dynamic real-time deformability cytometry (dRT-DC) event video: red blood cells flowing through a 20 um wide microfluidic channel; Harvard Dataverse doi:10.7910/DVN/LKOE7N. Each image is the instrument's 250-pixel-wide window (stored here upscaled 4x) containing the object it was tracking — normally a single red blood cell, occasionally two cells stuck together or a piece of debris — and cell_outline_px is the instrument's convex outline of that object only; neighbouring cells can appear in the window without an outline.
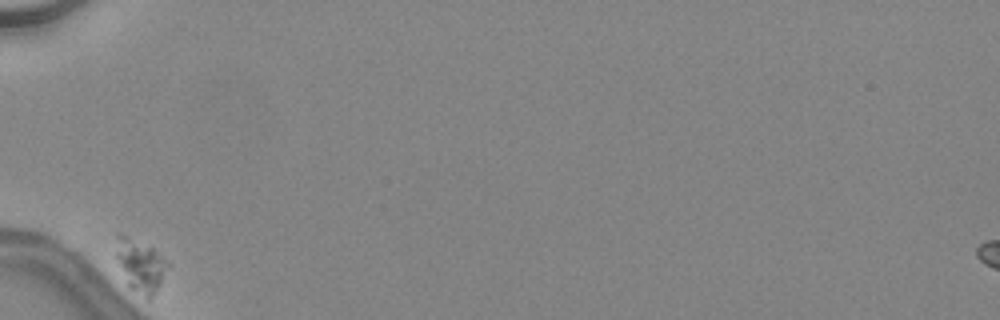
{"species": "common noctule bat (a hibernating species)", "species_latin": "Nyctalus noctula", "temperature_condition": "warm", "stored_images_in_passage": 33, "camera_frame_rate_fps": 3000, "um_per_image_px": 0.085, "animal": {"sex": "female", "body_mass_g": 24.6, "forearm_length_mm": 56.2}, "frame": {"image": 1, "passage_image": 1, "time_ms": 0.0, "image_size_px": [1000, 320], "cell_outline_px": [[168, 264], [160, 284], [152, 300], [148, 304], [128, 288], [116, 256], [116, 232], [120, 232], [152, 248]], "centroid_in_image_um": [11.89, 22.66], "position_along_channel_um": 73.1, "area_um2": 16.01}}
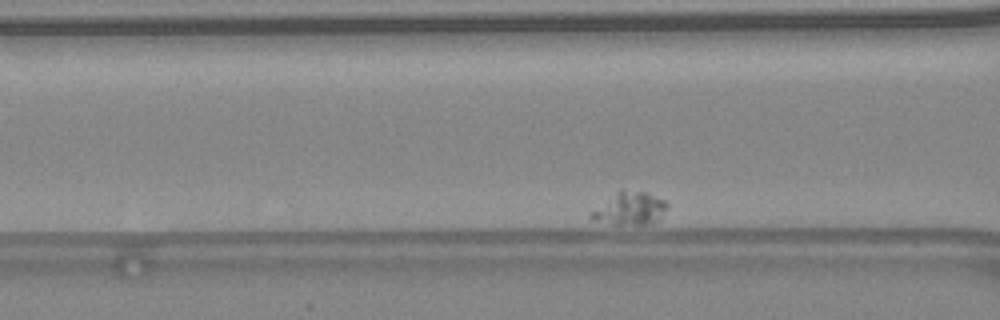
{"frame": {"image": 2, "passage_image": 6, "time_ms": 1.667, "image_size_px": [1000, 320], "cell_outline_px": [[668, 208], [656, 224], [612, 224], [592, 220], [588, 216], [588, 212], [620, 188], [624, 188], [644, 192], [664, 200], [668, 204]], "centroid_in_image_um": [53.5, 17.72], "position_along_channel_um": 113.1, "area_um2": 15.03}}
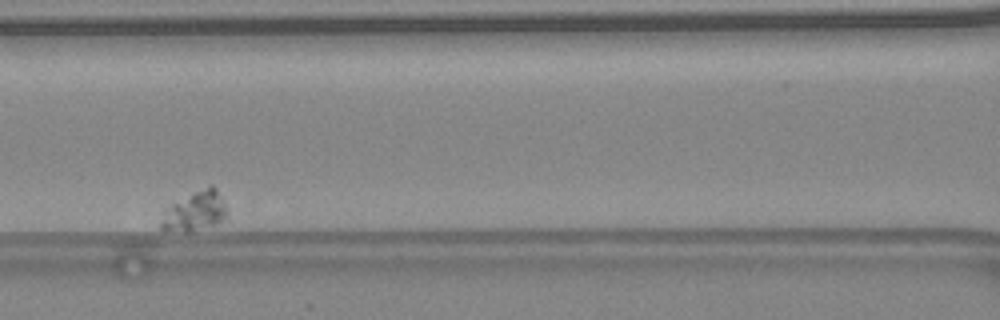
{"frame": {"image": 3, "passage_image": 10, "time_ms": 3.0, "image_size_px": [1000, 320], "cell_outline_px": [[224, 216], [216, 224], [188, 232], [160, 228], [160, 224], [164, 208], [208, 184], [212, 184], [216, 188], [224, 200]], "centroid_in_image_um": [16.54, 17.92], "position_along_channel_um": 150.1, "area_um2": 14.91}}